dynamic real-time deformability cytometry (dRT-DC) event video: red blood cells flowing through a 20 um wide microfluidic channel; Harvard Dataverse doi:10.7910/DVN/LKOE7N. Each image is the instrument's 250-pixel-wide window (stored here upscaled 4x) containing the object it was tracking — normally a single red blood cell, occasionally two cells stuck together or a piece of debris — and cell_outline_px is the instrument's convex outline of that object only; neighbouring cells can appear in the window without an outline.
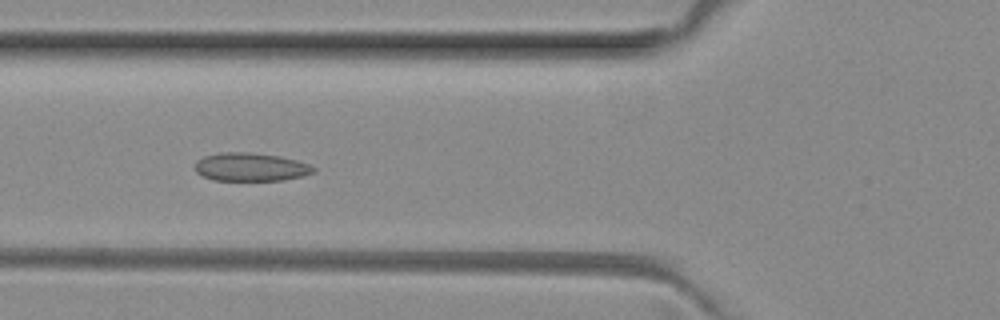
{"species": "common noctule bat (a hibernating species)", "species_latin": "Nyctalus noctula", "temperature_condition": "room temperature", "stored_images_in_passage": 51, "camera_frame_rate_fps": 3000, "um_per_image_px": 0.085, "animal": {"sex": "female", "body_mass_g": 29.2, "forearm_length_mm": 56.3}, "frame": {"image": 1, "passage_image": 18, "time_ms": 5.667, "image_size_px": [1000, 320], "cell_outline_px": [[316, 172], [284, 180], [212, 180], [200, 176], [196, 172], [196, 160], [204, 156], [220, 152], [248, 152], [280, 156], [296, 160], [308, 164], [316, 168]], "centroid_in_image_um": [21.28, 14.19], "position_along_channel_um": 104.5, "area_um2": 19.59}}
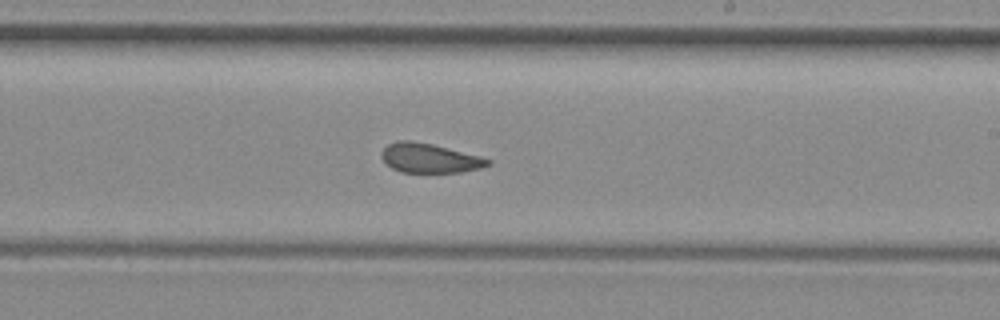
{"frame": {"image": 2, "passage_image": 29, "time_ms": 9.333, "image_size_px": [1000, 320], "cell_outline_px": [[492, 164], [480, 168], [460, 172], [400, 172], [392, 168], [380, 156], [380, 152], [388, 144], [400, 140], [412, 140], [432, 144], [480, 156], [492, 160]], "centroid_in_image_um": [36.51, 13.44], "position_along_channel_um": 252.5, "area_um2": 18.15}}
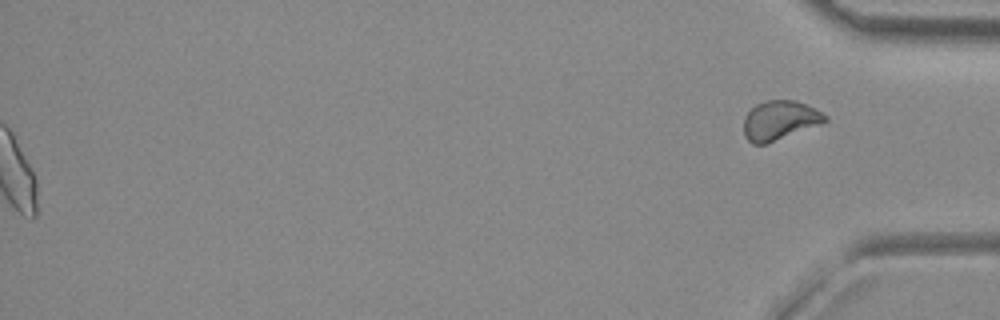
{"frame": {"image": 3, "passage_image": 51, "time_ms": 16.667, "image_size_px": [1000, 320], "cell_outline_px": [[828, 120], [824, 124], [768, 144], [752, 144], [744, 136], [744, 116], [756, 104], [764, 100], [796, 100], [828, 116]], "centroid_in_image_um": [66.28, 10.25], "position_along_channel_um": 368.9, "area_um2": 18.96}, "authors_computed_cell_mechanics": {"area_um2": 19.4208, "velocity_mm_per_s": 4.042, "shape_relaxation_time_tau1_ms": null, "shape_relaxation_time_tau2_ms": 1.5219, "deformation_change_tau1": null, "deformation_change_tau2": 0.0804}}